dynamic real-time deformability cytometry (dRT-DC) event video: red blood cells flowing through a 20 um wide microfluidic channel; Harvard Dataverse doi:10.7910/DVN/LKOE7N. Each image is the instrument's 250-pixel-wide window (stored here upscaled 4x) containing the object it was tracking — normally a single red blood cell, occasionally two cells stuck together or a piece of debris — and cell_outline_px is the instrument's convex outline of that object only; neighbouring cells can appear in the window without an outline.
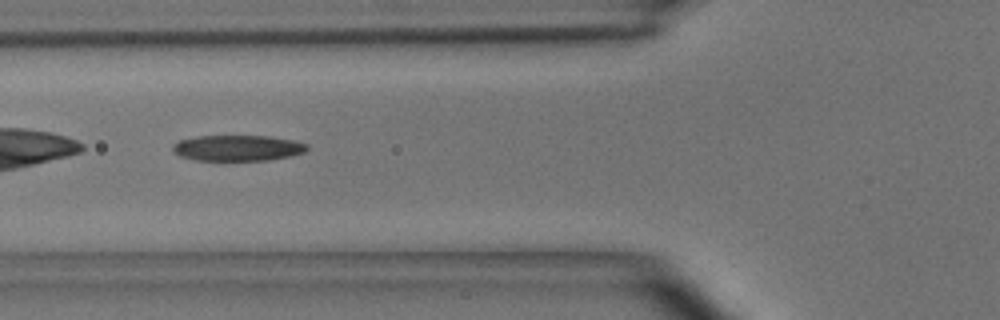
{"species": "common noctule bat (a hibernating species)", "species_latin": "Nyctalus noctula", "temperature_condition": "room temperature", "stored_images_in_passage": 49, "camera_frame_rate_fps": 3000, "um_per_image_px": 0.085, "animal": {"sex": "male", "body_mass_g": 15.6}, "frame": {"image": 1, "passage_image": 18, "time_ms": 5.667, "image_size_px": [1000, 320], "cell_outline_px": [[308, 148], [304, 152], [292, 156], [268, 160], [196, 160], [180, 156], [172, 152], [172, 144], [180, 140], [200, 136], [272, 136], [292, 140], [308, 144]], "centroid_in_image_um": [20.2, 12.58], "position_along_channel_um": 105.6, "area_um2": 20.23}}
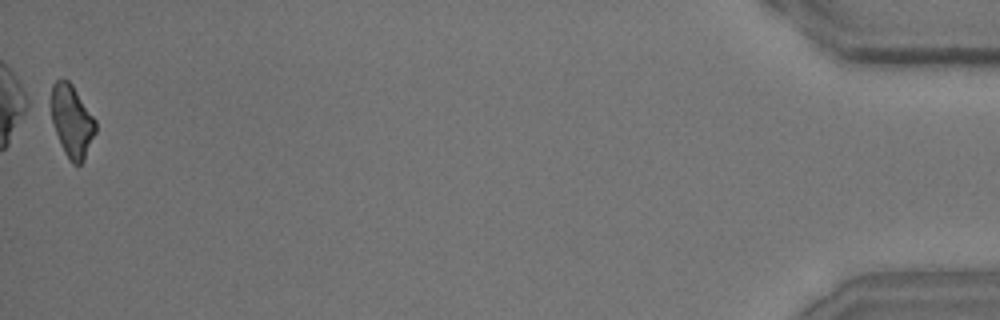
{"frame": {"image": 2, "passage_image": 49, "time_ms": 16.0, "image_size_px": [1000, 320], "cell_outline_px": [[96, 132], [84, 160], [80, 164], [72, 164], [68, 160], [60, 144], [52, 120], [52, 84], [56, 80], [68, 80], [72, 84], [96, 120]], "centroid_in_image_um": [6.13, 10.32], "position_along_channel_um": 429.1, "area_um2": 18.55}, "authors_computed_cell_mechanics": {"area_um2": 21.0392, "velocity_mm_per_s": 4.0237, "shape_relaxation_time_tau1_ms": 8.0127, "shape_relaxation_time_tau2_ms": 2.0697, "deformation_change_tau1": 0.2258, "deformation_change_tau2": 0.1082}}